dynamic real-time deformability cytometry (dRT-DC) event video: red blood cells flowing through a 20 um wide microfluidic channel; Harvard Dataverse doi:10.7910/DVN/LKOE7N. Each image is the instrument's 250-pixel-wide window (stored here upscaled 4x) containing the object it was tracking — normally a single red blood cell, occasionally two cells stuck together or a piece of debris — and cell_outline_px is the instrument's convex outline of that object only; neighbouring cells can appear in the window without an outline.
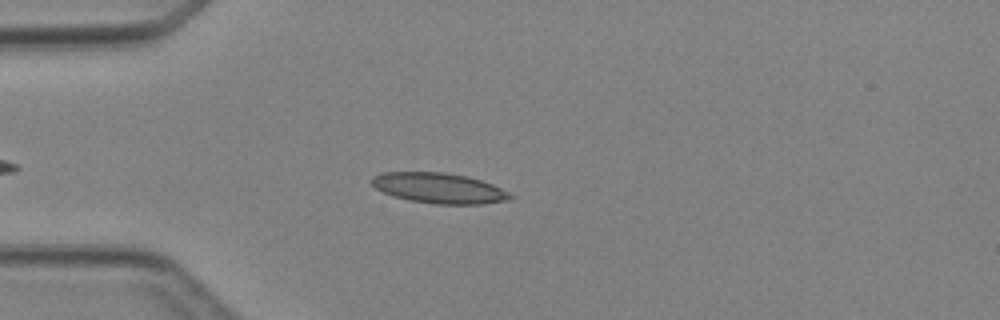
{"species": "Egyptian fruit bat (a non-hibernating species)", "species_latin": "Rousettus aegyptiacus", "temperature_condition": "cold", "stored_images_in_passage": 4, "camera_frame_rate_fps": 3000, "um_per_image_px": 0.085, "animal": {"sex": "female"}, "frame": {"image": 1, "passage_image": 3, "time_ms": 2.333, "image_size_px": [1000, 320], "cell_outline_px": [[516, 196], [508, 200], [480, 204], [436, 204], [408, 200], [384, 192], [376, 188], [368, 180], [372, 176], [380, 172], [444, 172], [468, 176], [492, 184]], "centroid_in_image_um": [37.3, 15.98], "position_along_channel_um": 47.7, "area_um2": 24.57}}